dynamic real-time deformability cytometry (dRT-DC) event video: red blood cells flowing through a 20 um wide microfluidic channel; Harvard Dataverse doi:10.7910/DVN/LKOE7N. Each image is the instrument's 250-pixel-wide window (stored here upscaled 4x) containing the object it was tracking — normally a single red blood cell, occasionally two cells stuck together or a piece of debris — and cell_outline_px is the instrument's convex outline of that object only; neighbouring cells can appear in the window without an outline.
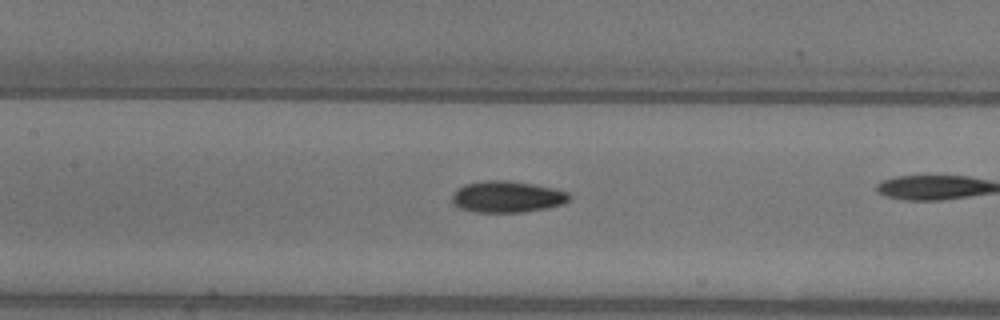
{"species": "common noctule bat (a hibernating species)", "species_latin": "Nyctalus noctula", "temperature_condition": "warm", "stored_images_in_passage": 29, "camera_frame_rate_fps": 3000, "um_per_image_px": 0.085, "animal": {"sex": "female"}, "frame": {"image": 1, "passage_image": 13, "time_ms": 4.0, "image_size_px": [1000, 320], "cell_outline_px": [[568, 200], [564, 204], [548, 208], [524, 212], [472, 212], [460, 208], [452, 200], [452, 192], [456, 188], [464, 184], [484, 180], [508, 180], [532, 184], [552, 188], [568, 192]], "centroid_in_image_um": [43.06, 16.72], "position_along_channel_um": 164.3, "area_um2": 21.56}}